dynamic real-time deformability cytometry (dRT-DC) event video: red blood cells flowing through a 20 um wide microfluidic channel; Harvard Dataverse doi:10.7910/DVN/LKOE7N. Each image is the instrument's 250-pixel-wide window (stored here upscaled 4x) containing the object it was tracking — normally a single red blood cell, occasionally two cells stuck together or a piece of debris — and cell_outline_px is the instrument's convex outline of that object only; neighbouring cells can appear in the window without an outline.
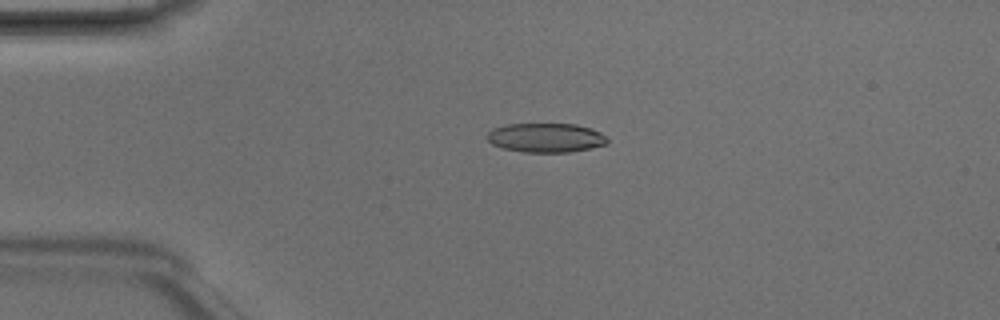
{"species": "Egyptian fruit bat (a non-hibernating species)", "species_latin": "Rousettus aegyptiacus", "temperature_condition": "room temperature", "stored_images_in_passage": 6, "camera_frame_rate_fps": 3000, "um_per_image_px": 0.085, "animal": {"sex": "male"}, "frame": {"image": 1, "passage_image": 4, "time_ms": 1.0, "image_size_px": [1000, 320], "cell_outline_px": [[608, 140], [604, 144], [588, 148], [568, 152], [524, 152], [504, 148], [492, 144], [488, 140], [488, 132], [492, 128], [508, 124], [576, 124], [592, 128], [608, 136]], "centroid_in_image_um": [46.4, 11.69], "position_along_channel_um": 38.6, "area_um2": 20.35}}